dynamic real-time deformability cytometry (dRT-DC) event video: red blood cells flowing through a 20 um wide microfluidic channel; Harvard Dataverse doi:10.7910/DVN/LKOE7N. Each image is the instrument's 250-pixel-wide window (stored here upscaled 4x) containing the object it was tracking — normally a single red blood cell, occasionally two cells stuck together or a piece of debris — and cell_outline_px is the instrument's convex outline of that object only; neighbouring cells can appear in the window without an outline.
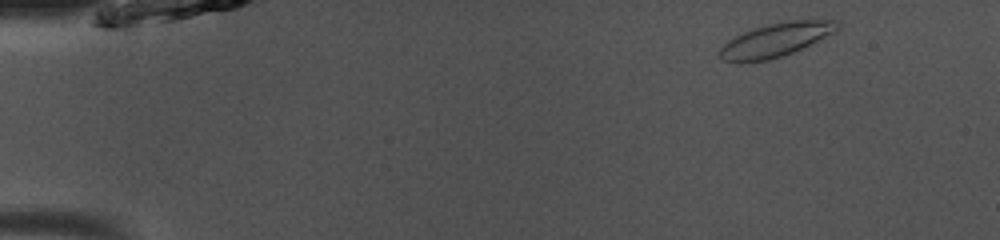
{"species": "common noctule bat (a hibernating species)", "species_latin": "Nyctalus noctula", "temperature_condition": "room temperature", "stored_images_in_passage": 40, "camera_frame_rate_fps": 3000, "um_per_image_px": 0.085, "animal": {"sex": "male", "body_mass_g": 13.0, "forearm_length_mm": 53.1}, "frame": {"image": 1, "passage_image": 2, "time_ms": 0.333, "image_size_px": [1000, 240], "cell_outline_px": [[840, 28], [836, 32], [784, 56], [768, 60], [740, 64], [724, 60], [720, 56], [720, 48], [728, 40], [744, 32], [768, 24], [792, 20], [840, 20]], "centroid_in_image_um": [65.97, 3.41], "position_along_channel_um": 19.0, "area_um2": 23.18}}
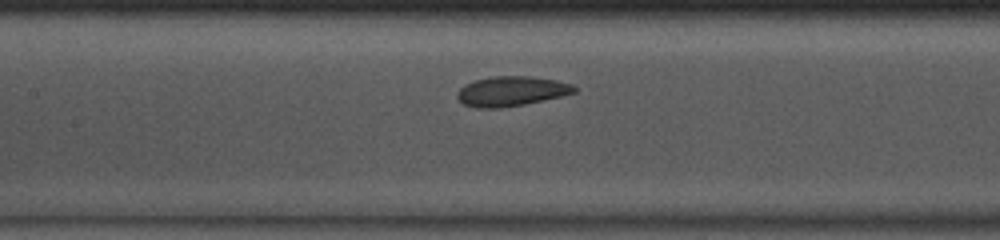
{"frame": {"image": 2, "passage_image": 20, "time_ms": 6.333, "image_size_px": [1000, 240], "cell_outline_px": [[576, 92], [560, 96], [524, 104], [500, 108], [476, 108], [464, 104], [456, 96], [456, 92], [464, 84], [476, 80], [492, 76], [528, 76], [556, 80], [572, 84], [576, 88]], "centroid_in_image_um": [43.43, 7.75], "position_along_channel_um": 164.0, "area_um2": 20.23}}
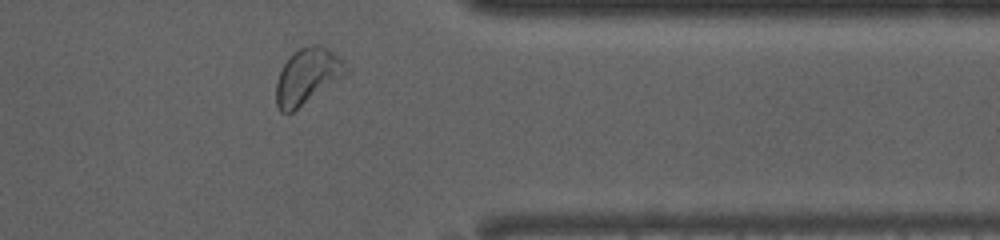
{"frame": {"image": 3, "passage_image": 37, "time_ms": 12.0, "image_size_px": [1000, 240], "cell_outline_px": [[348, 72], [344, 76], [292, 112], [280, 112], [276, 104], [276, 80], [280, 68], [288, 56], [292, 52], [308, 44], [320, 44], [332, 52], [348, 68]], "centroid_in_image_um": [26.07, 6.46], "position_along_channel_um": 385.3, "area_um2": 22.54}, "authors_computed_cell_mechanics": {"area_um2": 20.8947, "velocity_mm_per_s": 4.0409, "shape_relaxation_time_tau1_ms": 3.7345, "shape_relaxation_time_tau2_ms": 1.8587, "deformation_change_tau1": 0.0918, "deformation_change_tau2": 0.0541}}